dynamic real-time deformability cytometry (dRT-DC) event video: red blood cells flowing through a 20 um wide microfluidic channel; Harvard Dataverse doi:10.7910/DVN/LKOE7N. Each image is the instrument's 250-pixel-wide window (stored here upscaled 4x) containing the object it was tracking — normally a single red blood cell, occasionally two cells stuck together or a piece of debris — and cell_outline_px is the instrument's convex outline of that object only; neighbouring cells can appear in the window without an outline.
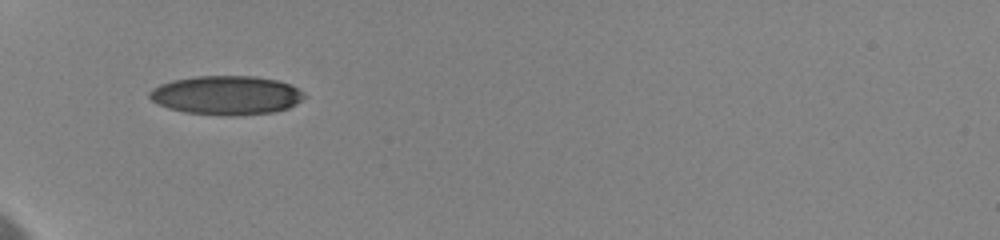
{"species": "human", "species_latin": "Homo sapiens", "temperature_condition": "cold", "stored_images_in_passage": 42, "camera_frame_rate_fps": 3000, "um_per_image_px": 0.085, "donor": {"sex": "female"}, "frame": {"image": 1, "passage_image": 1, "time_ms": 0.0, "image_size_px": [1000, 240], "cell_outline_px": [[308, 96], [296, 104], [288, 108], [276, 112], [236, 116], [184, 112], [168, 108], [152, 100], [148, 96], [148, 92], [152, 88], [160, 84], [172, 80], [196, 76], [256, 76], [276, 80], [288, 84], [304, 92]], "centroid_in_image_um": [19.26, 8.09], "position_along_channel_um": 65.7, "area_um2": 35.26}}
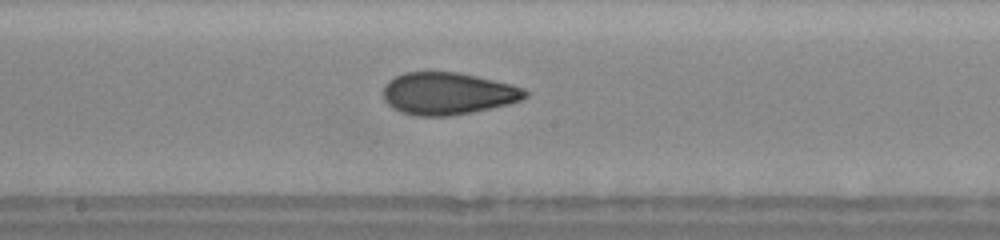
{"frame": {"image": 2, "passage_image": 21, "time_ms": 4.333, "image_size_px": [1000, 240], "cell_outline_px": [[528, 96], [520, 100], [508, 104], [472, 112], [448, 116], [416, 116], [404, 112], [388, 104], [384, 100], [384, 88], [388, 80], [404, 72], [460, 72], [512, 84], [524, 88], [528, 92]], "centroid_in_image_um": [38.09, 7.94], "position_along_channel_um": 210.1, "area_um2": 34.8}}
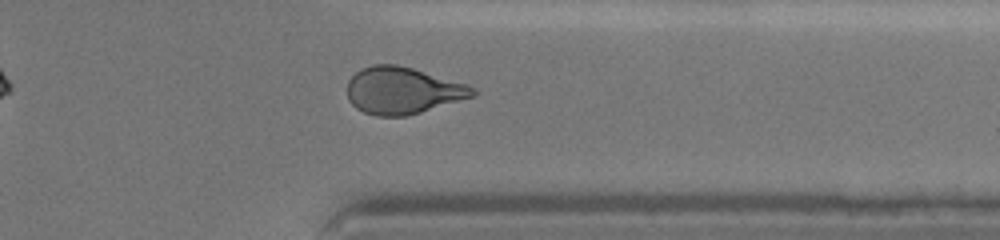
{"frame": {"image": 3, "passage_image": 30, "time_ms": 9.0, "image_size_px": [1000, 240], "cell_outline_px": [[480, 92], [476, 96], [420, 112], [404, 116], [376, 116], [364, 112], [356, 108], [348, 100], [348, 80], [360, 68], [372, 64], [396, 64], [412, 68], [468, 84], [476, 88]], "centroid_in_image_um": [34.25, 7.69], "position_along_channel_um": 377.1, "area_um2": 34.51}, "authors_computed_cell_mechanics": {"area_um2": 35.2002, "velocity_mm_per_s": 3.6052, "shape_relaxation_time_tau1_ms": 4.8703, "shape_relaxation_time_tau2_ms": 1.9307, "deformation_change_tau1": 0.1618, "deformation_change_tau2": 0.0841}}